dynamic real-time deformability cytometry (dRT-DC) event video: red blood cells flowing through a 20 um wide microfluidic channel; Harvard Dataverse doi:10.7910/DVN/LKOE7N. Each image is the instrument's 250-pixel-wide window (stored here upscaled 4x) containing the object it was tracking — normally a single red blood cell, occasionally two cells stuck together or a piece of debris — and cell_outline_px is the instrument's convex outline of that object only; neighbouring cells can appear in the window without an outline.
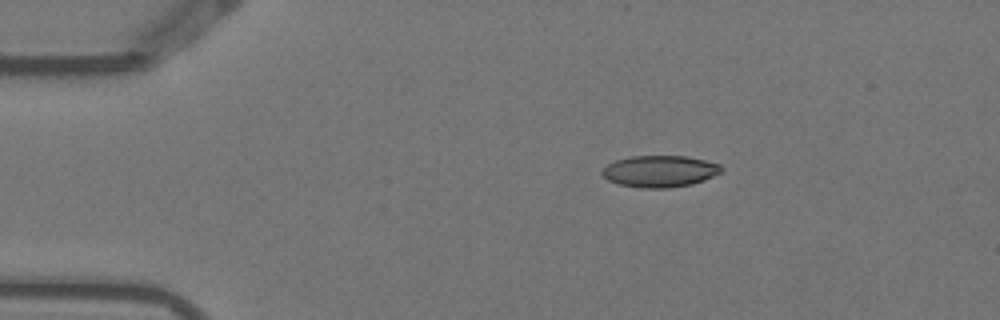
{"species": "Egyptian fruit bat (a non-hibernating species)", "species_latin": "Rousettus aegyptiacus", "temperature_condition": "warm", "stored_images_in_passage": 7, "camera_frame_rate_fps": 3000, "um_per_image_px": 0.085, "animal": {"sex": "female"}, "frame": {"image": 1, "passage_image": 1, "time_ms": 0.0, "image_size_px": [1000, 320], "cell_outline_px": [[724, 168], [720, 172], [704, 180], [692, 184], [668, 188], [640, 188], [616, 184], [608, 180], [600, 172], [608, 164], [616, 160], [632, 156], [684, 156], [704, 160], [720, 164]], "centroid_in_image_um": [56.07, 14.56], "position_along_channel_um": 28.9, "area_um2": 21.96}}
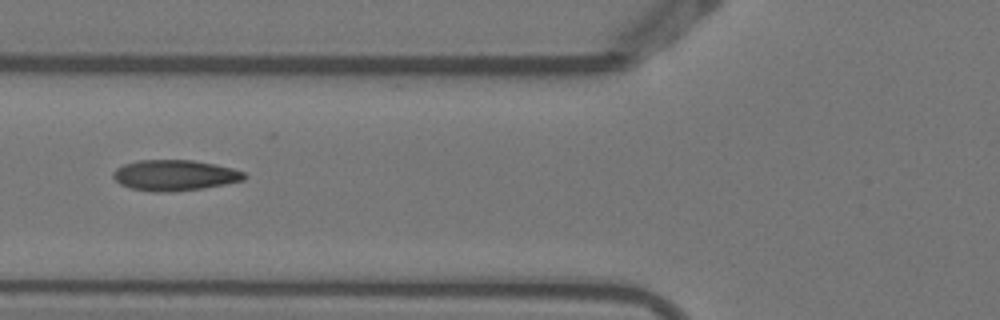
{"frame": {"image": 2, "passage_image": 4, "time_ms": 1.0, "image_size_px": [1000, 320], "cell_outline_px": [[248, 176], [244, 180], [204, 188], [172, 192], [152, 192], [128, 188], [120, 184], [112, 176], [112, 172], [116, 168], [124, 164], [136, 160], [192, 160], [232, 168], [244, 172]], "centroid_in_image_um": [14.81, 14.91], "position_along_channel_um": 111.0, "area_um2": 23.64}}
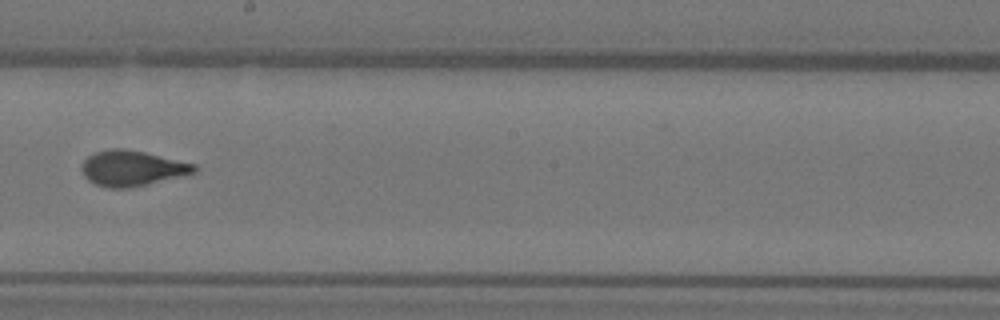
{"frame": {"image": 3, "passage_image": 7, "time_ms": 2.0, "image_size_px": [1000, 320], "cell_outline_px": [[196, 172], [132, 188], [108, 188], [96, 184], [88, 180], [84, 176], [80, 168], [84, 160], [88, 156], [96, 152], [112, 148], [120, 148], [144, 152], [196, 164]], "centroid_in_image_um": [11.2, 14.31], "position_along_channel_um": 237.0, "area_um2": 23.12}}